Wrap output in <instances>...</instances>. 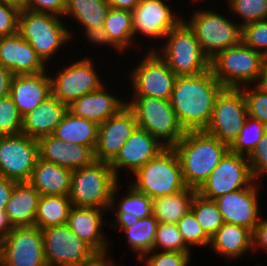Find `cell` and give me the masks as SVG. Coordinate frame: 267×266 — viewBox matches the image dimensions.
I'll use <instances>...</instances> for the list:
<instances>
[{"instance_id": "obj_7", "label": "cell", "mask_w": 267, "mask_h": 266, "mask_svg": "<svg viewBox=\"0 0 267 266\" xmlns=\"http://www.w3.org/2000/svg\"><path fill=\"white\" fill-rule=\"evenodd\" d=\"M132 175L134 177L130 176L128 183L152 199L175 194L187 187L173 147H166Z\"/></svg>"}, {"instance_id": "obj_57", "label": "cell", "mask_w": 267, "mask_h": 266, "mask_svg": "<svg viewBox=\"0 0 267 266\" xmlns=\"http://www.w3.org/2000/svg\"><path fill=\"white\" fill-rule=\"evenodd\" d=\"M0 2H4V3L10 4V5H13V6L19 8L20 10L26 8V0H0Z\"/></svg>"}, {"instance_id": "obj_16", "label": "cell", "mask_w": 267, "mask_h": 266, "mask_svg": "<svg viewBox=\"0 0 267 266\" xmlns=\"http://www.w3.org/2000/svg\"><path fill=\"white\" fill-rule=\"evenodd\" d=\"M0 266H47L42 230L37 226L13 228L0 241Z\"/></svg>"}, {"instance_id": "obj_50", "label": "cell", "mask_w": 267, "mask_h": 266, "mask_svg": "<svg viewBox=\"0 0 267 266\" xmlns=\"http://www.w3.org/2000/svg\"><path fill=\"white\" fill-rule=\"evenodd\" d=\"M253 253L263 251L267 253V217L262 216L259 223L252 232ZM259 249V250H258Z\"/></svg>"}, {"instance_id": "obj_21", "label": "cell", "mask_w": 267, "mask_h": 266, "mask_svg": "<svg viewBox=\"0 0 267 266\" xmlns=\"http://www.w3.org/2000/svg\"><path fill=\"white\" fill-rule=\"evenodd\" d=\"M137 126L135 115L127 105L101 123L98 128L95 159L110 163Z\"/></svg>"}, {"instance_id": "obj_18", "label": "cell", "mask_w": 267, "mask_h": 266, "mask_svg": "<svg viewBox=\"0 0 267 266\" xmlns=\"http://www.w3.org/2000/svg\"><path fill=\"white\" fill-rule=\"evenodd\" d=\"M255 181L251 186L216 198L224 223L241 225L252 232L261 219L260 190L263 182ZM263 185V186H262ZM261 207V208H260Z\"/></svg>"}, {"instance_id": "obj_26", "label": "cell", "mask_w": 267, "mask_h": 266, "mask_svg": "<svg viewBox=\"0 0 267 266\" xmlns=\"http://www.w3.org/2000/svg\"><path fill=\"white\" fill-rule=\"evenodd\" d=\"M51 95L48 70L39 74L13 75L11 79L10 96L22 117Z\"/></svg>"}, {"instance_id": "obj_11", "label": "cell", "mask_w": 267, "mask_h": 266, "mask_svg": "<svg viewBox=\"0 0 267 266\" xmlns=\"http://www.w3.org/2000/svg\"><path fill=\"white\" fill-rule=\"evenodd\" d=\"M145 52L140 56L142 59L137 60V65H133L126 74L129 80L128 95L170 100L177 76L157 51L147 49Z\"/></svg>"}, {"instance_id": "obj_25", "label": "cell", "mask_w": 267, "mask_h": 266, "mask_svg": "<svg viewBox=\"0 0 267 266\" xmlns=\"http://www.w3.org/2000/svg\"><path fill=\"white\" fill-rule=\"evenodd\" d=\"M39 158L70 170L92 164L95 151L82 144L64 142L53 134L38 139Z\"/></svg>"}, {"instance_id": "obj_20", "label": "cell", "mask_w": 267, "mask_h": 266, "mask_svg": "<svg viewBox=\"0 0 267 266\" xmlns=\"http://www.w3.org/2000/svg\"><path fill=\"white\" fill-rule=\"evenodd\" d=\"M121 181L119 180L113 188L111 205L108 212L112 216L114 214L115 217L108 221L110 228H128L137 223L140 218L143 219L153 215V199L138 191L129 183H127L126 192L123 193L124 191L120 190L123 187L121 186Z\"/></svg>"}, {"instance_id": "obj_51", "label": "cell", "mask_w": 267, "mask_h": 266, "mask_svg": "<svg viewBox=\"0 0 267 266\" xmlns=\"http://www.w3.org/2000/svg\"><path fill=\"white\" fill-rule=\"evenodd\" d=\"M109 251L111 253L113 252V250L95 252L89 259L83 261L78 266H119L118 263L112 258V255H109Z\"/></svg>"}, {"instance_id": "obj_36", "label": "cell", "mask_w": 267, "mask_h": 266, "mask_svg": "<svg viewBox=\"0 0 267 266\" xmlns=\"http://www.w3.org/2000/svg\"><path fill=\"white\" fill-rule=\"evenodd\" d=\"M72 207L69 196H40L35 226L39 229L65 225Z\"/></svg>"}, {"instance_id": "obj_53", "label": "cell", "mask_w": 267, "mask_h": 266, "mask_svg": "<svg viewBox=\"0 0 267 266\" xmlns=\"http://www.w3.org/2000/svg\"><path fill=\"white\" fill-rule=\"evenodd\" d=\"M12 77V72L0 63V99L10 95Z\"/></svg>"}, {"instance_id": "obj_32", "label": "cell", "mask_w": 267, "mask_h": 266, "mask_svg": "<svg viewBox=\"0 0 267 266\" xmlns=\"http://www.w3.org/2000/svg\"><path fill=\"white\" fill-rule=\"evenodd\" d=\"M109 9L107 0H66L63 19L68 20L69 24L74 20L73 25H79L77 27L81 30L95 25L103 26Z\"/></svg>"}, {"instance_id": "obj_55", "label": "cell", "mask_w": 267, "mask_h": 266, "mask_svg": "<svg viewBox=\"0 0 267 266\" xmlns=\"http://www.w3.org/2000/svg\"><path fill=\"white\" fill-rule=\"evenodd\" d=\"M13 226L5 211H0V241L3 240L11 231Z\"/></svg>"}, {"instance_id": "obj_13", "label": "cell", "mask_w": 267, "mask_h": 266, "mask_svg": "<svg viewBox=\"0 0 267 266\" xmlns=\"http://www.w3.org/2000/svg\"><path fill=\"white\" fill-rule=\"evenodd\" d=\"M248 117L241 88H223L216 97L212 117L204 130L230 146L240 133Z\"/></svg>"}, {"instance_id": "obj_43", "label": "cell", "mask_w": 267, "mask_h": 266, "mask_svg": "<svg viewBox=\"0 0 267 266\" xmlns=\"http://www.w3.org/2000/svg\"><path fill=\"white\" fill-rule=\"evenodd\" d=\"M22 131V116L10 95L0 99V136Z\"/></svg>"}, {"instance_id": "obj_29", "label": "cell", "mask_w": 267, "mask_h": 266, "mask_svg": "<svg viewBox=\"0 0 267 266\" xmlns=\"http://www.w3.org/2000/svg\"><path fill=\"white\" fill-rule=\"evenodd\" d=\"M71 174L72 170L39 158L28 182L41 196H69Z\"/></svg>"}, {"instance_id": "obj_40", "label": "cell", "mask_w": 267, "mask_h": 266, "mask_svg": "<svg viewBox=\"0 0 267 266\" xmlns=\"http://www.w3.org/2000/svg\"><path fill=\"white\" fill-rule=\"evenodd\" d=\"M152 251H175L193 253L184 242L177 224L159 223Z\"/></svg>"}, {"instance_id": "obj_31", "label": "cell", "mask_w": 267, "mask_h": 266, "mask_svg": "<svg viewBox=\"0 0 267 266\" xmlns=\"http://www.w3.org/2000/svg\"><path fill=\"white\" fill-rule=\"evenodd\" d=\"M98 128L96 122L73 115L66 111L56 126L53 135L64 142L82 144L94 151L98 142Z\"/></svg>"}, {"instance_id": "obj_17", "label": "cell", "mask_w": 267, "mask_h": 266, "mask_svg": "<svg viewBox=\"0 0 267 266\" xmlns=\"http://www.w3.org/2000/svg\"><path fill=\"white\" fill-rule=\"evenodd\" d=\"M44 255L50 266H78L96 251L65 225L42 229Z\"/></svg>"}, {"instance_id": "obj_15", "label": "cell", "mask_w": 267, "mask_h": 266, "mask_svg": "<svg viewBox=\"0 0 267 266\" xmlns=\"http://www.w3.org/2000/svg\"><path fill=\"white\" fill-rule=\"evenodd\" d=\"M39 159L38 140L23 133L0 136V175L28 182Z\"/></svg>"}, {"instance_id": "obj_39", "label": "cell", "mask_w": 267, "mask_h": 266, "mask_svg": "<svg viewBox=\"0 0 267 266\" xmlns=\"http://www.w3.org/2000/svg\"><path fill=\"white\" fill-rule=\"evenodd\" d=\"M227 8L228 13L229 11L233 13H230L233 18L236 16L235 20L241 27L249 23L267 20V0H233Z\"/></svg>"}, {"instance_id": "obj_41", "label": "cell", "mask_w": 267, "mask_h": 266, "mask_svg": "<svg viewBox=\"0 0 267 266\" xmlns=\"http://www.w3.org/2000/svg\"><path fill=\"white\" fill-rule=\"evenodd\" d=\"M176 224L185 244L191 250H193L192 247L209 248L211 238L199 225L191 210L188 211Z\"/></svg>"}, {"instance_id": "obj_8", "label": "cell", "mask_w": 267, "mask_h": 266, "mask_svg": "<svg viewBox=\"0 0 267 266\" xmlns=\"http://www.w3.org/2000/svg\"><path fill=\"white\" fill-rule=\"evenodd\" d=\"M126 103L133 111L138 127L145 129L164 146L173 147L184 136L186 131L180 125L170 100L126 95Z\"/></svg>"}, {"instance_id": "obj_10", "label": "cell", "mask_w": 267, "mask_h": 266, "mask_svg": "<svg viewBox=\"0 0 267 266\" xmlns=\"http://www.w3.org/2000/svg\"><path fill=\"white\" fill-rule=\"evenodd\" d=\"M264 59L261 53L241 41L213 57L210 68L224 88H241L255 84Z\"/></svg>"}, {"instance_id": "obj_6", "label": "cell", "mask_w": 267, "mask_h": 266, "mask_svg": "<svg viewBox=\"0 0 267 266\" xmlns=\"http://www.w3.org/2000/svg\"><path fill=\"white\" fill-rule=\"evenodd\" d=\"M119 179L109 162L95 160L72 171L69 198L72 206L110 209L113 188Z\"/></svg>"}, {"instance_id": "obj_45", "label": "cell", "mask_w": 267, "mask_h": 266, "mask_svg": "<svg viewBox=\"0 0 267 266\" xmlns=\"http://www.w3.org/2000/svg\"><path fill=\"white\" fill-rule=\"evenodd\" d=\"M241 41L267 57V20L246 24L242 27Z\"/></svg>"}, {"instance_id": "obj_49", "label": "cell", "mask_w": 267, "mask_h": 266, "mask_svg": "<svg viewBox=\"0 0 267 266\" xmlns=\"http://www.w3.org/2000/svg\"><path fill=\"white\" fill-rule=\"evenodd\" d=\"M25 9L50 13L63 18L66 9V0H26Z\"/></svg>"}, {"instance_id": "obj_37", "label": "cell", "mask_w": 267, "mask_h": 266, "mask_svg": "<svg viewBox=\"0 0 267 266\" xmlns=\"http://www.w3.org/2000/svg\"><path fill=\"white\" fill-rule=\"evenodd\" d=\"M190 210L210 238L224 224L217 203L214 200L201 197L198 193L193 197Z\"/></svg>"}, {"instance_id": "obj_47", "label": "cell", "mask_w": 267, "mask_h": 266, "mask_svg": "<svg viewBox=\"0 0 267 266\" xmlns=\"http://www.w3.org/2000/svg\"><path fill=\"white\" fill-rule=\"evenodd\" d=\"M20 9L0 2V37L10 36L18 32Z\"/></svg>"}, {"instance_id": "obj_56", "label": "cell", "mask_w": 267, "mask_h": 266, "mask_svg": "<svg viewBox=\"0 0 267 266\" xmlns=\"http://www.w3.org/2000/svg\"><path fill=\"white\" fill-rule=\"evenodd\" d=\"M254 85L260 88L261 90L267 91V57H265L262 63L261 70L259 72V77Z\"/></svg>"}, {"instance_id": "obj_30", "label": "cell", "mask_w": 267, "mask_h": 266, "mask_svg": "<svg viewBox=\"0 0 267 266\" xmlns=\"http://www.w3.org/2000/svg\"><path fill=\"white\" fill-rule=\"evenodd\" d=\"M40 193L29 182H17L5 208L13 228L35 226Z\"/></svg>"}, {"instance_id": "obj_44", "label": "cell", "mask_w": 267, "mask_h": 266, "mask_svg": "<svg viewBox=\"0 0 267 266\" xmlns=\"http://www.w3.org/2000/svg\"><path fill=\"white\" fill-rule=\"evenodd\" d=\"M193 253L175 251H151L143 255L136 263L143 266H189ZM192 256V257H191Z\"/></svg>"}, {"instance_id": "obj_59", "label": "cell", "mask_w": 267, "mask_h": 266, "mask_svg": "<svg viewBox=\"0 0 267 266\" xmlns=\"http://www.w3.org/2000/svg\"><path fill=\"white\" fill-rule=\"evenodd\" d=\"M222 1V0H221ZM226 1L225 3H227L226 5H229L233 0H224Z\"/></svg>"}, {"instance_id": "obj_23", "label": "cell", "mask_w": 267, "mask_h": 266, "mask_svg": "<svg viewBox=\"0 0 267 266\" xmlns=\"http://www.w3.org/2000/svg\"><path fill=\"white\" fill-rule=\"evenodd\" d=\"M107 214L110 215L103 209L72 206L66 224L96 252H105L112 250L113 244L104 233L103 227L108 225Z\"/></svg>"}, {"instance_id": "obj_35", "label": "cell", "mask_w": 267, "mask_h": 266, "mask_svg": "<svg viewBox=\"0 0 267 266\" xmlns=\"http://www.w3.org/2000/svg\"><path fill=\"white\" fill-rule=\"evenodd\" d=\"M159 222L151 215L139 219V221L128 228H111L121 232V238L127 242L129 250L136 255L139 260L143 255L153 250L155 235ZM123 234V235H122ZM124 236V237H122Z\"/></svg>"}, {"instance_id": "obj_46", "label": "cell", "mask_w": 267, "mask_h": 266, "mask_svg": "<svg viewBox=\"0 0 267 266\" xmlns=\"http://www.w3.org/2000/svg\"><path fill=\"white\" fill-rule=\"evenodd\" d=\"M248 160L255 180L262 182L267 177V130Z\"/></svg>"}, {"instance_id": "obj_38", "label": "cell", "mask_w": 267, "mask_h": 266, "mask_svg": "<svg viewBox=\"0 0 267 266\" xmlns=\"http://www.w3.org/2000/svg\"><path fill=\"white\" fill-rule=\"evenodd\" d=\"M267 126L259 120L247 117L239 135L229 146V151L249 157L263 137Z\"/></svg>"}, {"instance_id": "obj_1", "label": "cell", "mask_w": 267, "mask_h": 266, "mask_svg": "<svg viewBox=\"0 0 267 266\" xmlns=\"http://www.w3.org/2000/svg\"><path fill=\"white\" fill-rule=\"evenodd\" d=\"M223 88L211 68L194 76H177L170 102L185 131L206 129L216 97Z\"/></svg>"}, {"instance_id": "obj_48", "label": "cell", "mask_w": 267, "mask_h": 266, "mask_svg": "<svg viewBox=\"0 0 267 266\" xmlns=\"http://www.w3.org/2000/svg\"><path fill=\"white\" fill-rule=\"evenodd\" d=\"M80 32L82 33V36L85 37L84 39L90 43V45L96 46L94 48H97L98 46L100 48H105L107 46L106 48L111 47L109 49H115L114 51H117V55H123V53L111 42L108 33L104 30L103 26L95 25L93 27H87L82 29Z\"/></svg>"}, {"instance_id": "obj_4", "label": "cell", "mask_w": 267, "mask_h": 266, "mask_svg": "<svg viewBox=\"0 0 267 266\" xmlns=\"http://www.w3.org/2000/svg\"><path fill=\"white\" fill-rule=\"evenodd\" d=\"M206 7L205 9L204 6H197V9L192 10L186 18L184 16L183 20L194 31L202 51L211 60L220 51L241 42L242 27L235 18L219 13L216 8L214 10L210 6Z\"/></svg>"}, {"instance_id": "obj_52", "label": "cell", "mask_w": 267, "mask_h": 266, "mask_svg": "<svg viewBox=\"0 0 267 266\" xmlns=\"http://www.w3.org/2000/svg\"><path fill=\"white\" fill-rule=\"evenodd\" d=\"M16 183V181L0 175V211H5L6 204L10 199L12 189Z\"/></svg>"}, {"instance_id": "obj_34", "label": "cell", "mask_w": 267, "mask_h": 266, "mask_svg": "<svg viewBox=\"0 0 267 266\" xmlns=\"http://www.w3.org/2000/svg\"><path fill=\"white\" fill-rule=\"evenodd\" d=\"M103 27L108 33L111 42L124 56L129 49H132V51L138 48L139 50L141 49L133 41V20L131 11L110 8L104 20Z\"/></svg>"}, {"instance_id": "obj_24", "label": "cell", "mask_w": 267, "mask_h": 266, "mask_svg": "<svg viewBox=\"0 0 267 266\" xmlns=\"http://www.w3.org/2000/svg\"><path fill=\"white\" fill-rule=\"evenodd\" d=\"M0 63L13 75L39 74L48 68L18 32L0 37Z\"/></svg>"}, {"instance_id": "obj_54", "label": "cell", "mask_w": 267, "mask_h": 266, "mask_svg": "<svg viewBox=\"0 0 267 266\" xmlns=\"http://www.w3.org/2000/svg\"><path fill=\"white\" fill-rule=\"evenodd\" d=\"M141 0H107L110 8L132 11Z\"/></svg>"}, {"instance_id": "obj_12", "label": "cell", "mask_w": 267, "mask_h": 266, "mask_svg": "<svg viewBox=\"0 0 267 266\" xmlns=\"http://www.w3.org/2000/svg\"><path fill=\"white\" fill-rule=\"evenodd\" d=\"M171 3L168 0H141L131 11L133 41L137 46L141 45L136 39L143 42L142 39L148 38L147 43L149 39L154 42L149 50H155L166 34L183 20L182 12H177L176 8L174 10Z\"/></svg>"}, {"instance_id": "obj_22", "label": "cell", "mask_w": 267, "mask_h": 266, "mask_svg": "<svg viewBox=\"0 0 267 266\" xmlns=\"http://www.w3.org/2000/svg\"><path fill=\"white\" fill-rule=\"evenodd\" d=\"M112 90L115 89H110V84L105 83L98 90L83 95L72 102L67 106V110L75 116L91 120L100 125L127 105L126 95L117 94Z\"/></svg>"}, {"instance_id": "obj_9", "label": "cell", "mask_w": 267, "mask_h": 266, "mask_svg": "<svg viewBox=\"0 0 267 266\" xmlns=\"http://www.w3.org/2000/svg\"><path fill=\"white\" fill-rule=\"evenodd\" d=\"M72 62V63H70ZM66 66L58 65L59 70L55 66L48 65V73L51 80L52 95L59 99L66 106L77 100L83 95L98 90L104 83V78L96 67L95 58L91 56H83L80 59L71 60ZM63 67V68H62ZM53 70L51 71V69ZM102 75V77H101ZM103 79V80H102Z\"/></svg>"}, {"instance_id": "obj_19", "label": "cell", "mask_w": 267, "mask_h": 266, "mask_svg": "<svg viewBox=\"0 0 267 266\" xmlns=\"http://www.w3.org/2000/svg\"><path fill=\"white\" fill-rule=\"evenodd\" d=\"M165 148L166 146L157 138L153 137L145 129L137 126L121 147L119 153L110 162V166L115 176L121 180L120 173L122 171H128L125 178L126 176L130 177V174L132 176L137 169L147 164Z\"/></svg>"}, {"instance_id": "obj_58", "label": "cell", "mask_w": 267, "mask_h": 266, "mask_svg": "<svg viewBox=\"0 0 267 266\" xmlns=\"http://www.w3.org/2000/svg\"><path fill=\"white\" fill-rule=\"evenodd\" d=\"M191 2L190 3H197V5H198V3H200V2H202L203 3V1L205 2V0H190Z\"/></svg>"}, {"instance_id": "obj_27", "label": "cell", "mask_w": 267, "mask_h": 266, "mask_svg": "<svg viewBox=\"0 0 267 266\" xmlns=\"http://www.w3.org/2000/svg\"><path fill=\"white\" fill-rule=\"evenodd\" d=\"M209 248L228 265L245 255L249 258L253 254L252 231L241 225L224 223L211 237Z\"/></svg>"}, {"instance_id": "obj_28", "label": "cell", "mask_w": 267, "mask_h": 266, "mask_svg": "<svg viewBox=\"0 0 267 266\" xmlns=\"http://www.w3.org/2000/svg\"><path fill=\"white\" fill-rule=\"evenodd\" d=\"M66 111L67 106L51 95L22 117L21 133L37 140L51 135Z\"/></svg>"}, {"instance_id": "obj_42", "label": "cell", "mask_w": 267, "mask_h": 266, "mask_svg": "<svg viewBox=\"0 0 267 266\" xmlns=\"http://www.w3.org/2000/svg\"><path fill=\"white\" fill-rule=\"evenodd\" d=\"M241 89L248 117L259 120L267 126V91L261 90L254 84L241 87Z\"/></svg>"}, {"instance_id": "obj_33", "label": "cell", "mask_w": 267, "mask_h": 266, "mask_svg": "<svg viewBox=\"0 0 267 266\" xmlns=\"http://www.w3.org/2000/svg\"><path fill=\"white\" fill-rule=\"evenodd\" d=\"M197 193L195 189H185L171 195L153 199V216L159 223L176 224L188 211Z\"/></svg>"}, {"instance_id": "obj_2", "label": "cell", "mask_w": 267, "mask_h": 266, "mask_svg": "<svg viewBox=\"0 0 267 266\" xmlns=\"http://www.w3.org/2000/svg\"><path fill=\"white\" fill-rule=\"evenodd\" d=\"M173 149L180 161L185 185L197 191L229 151V146L200 130L186 131Z\"/></svg>"}, {"instance_id": "obj_14", "label": "cell", "mask_w": 267, "mask_h": 266, "mask_svg": "<svg viewBox=\"0 0 267 266\" xmlns=\"http://www.w3.org/2000/svg\"><path fill=\"white\" fill-rule=\"evenodd\" d=\"M255 181L248 157L228 151L197 193L203 198L215 200L225 194L247 188Z\"/></svg>"}, {"instance_id": "obj_5", "label": "cell", "mask_w": 267, "mask_h": 266, "mask_svg": "<svg viewBox=\"0 0 267 266\" xmlns=\"http://www.w3.org/2000/svg\"><path fill=\"white\" fill-rule=\"evenodd\" d=\"M176 76H194L210 69L194 31L182 20L155 49Z\"/></svg>"}, {"instance_id": "obj_3", "label": "cell", "mask_w": 267, "mask_h": 266, "mask_svg": "<svg viewBox=\"0 0 267 266\" xmlns=\"http://www.w3.org/2000/svg\"><path fill=\"white\" fill-rule=\"evenodd\" d=\"M57 15L22 9L19 14L18 33L36 51L48 66L69 42H73L77 33L70 29L73 25ZM70 27V28H69ZM59 52V53H58ZM58 54V55H57ZM55 55V56H54Z\"/></svg>"}]
</instances>
